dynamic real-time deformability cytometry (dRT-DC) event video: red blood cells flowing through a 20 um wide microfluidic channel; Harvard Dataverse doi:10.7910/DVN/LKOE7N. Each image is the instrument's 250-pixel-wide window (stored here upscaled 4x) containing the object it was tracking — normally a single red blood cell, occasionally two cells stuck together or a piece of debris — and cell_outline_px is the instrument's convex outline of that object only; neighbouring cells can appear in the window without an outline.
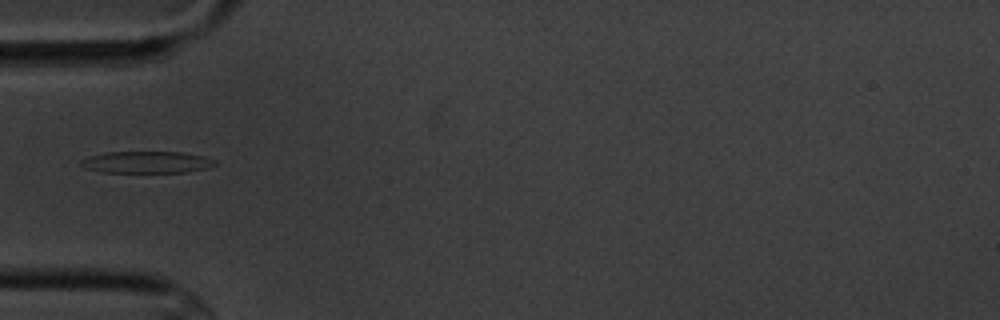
{"species": "common noctule bat (a hibernating species)", "species_latin": "Nyctalus noctula", "temperature_condition": "cold", "stored_images_in_passage": 1, "camera_frame_rate_fps": 3000, "um_per_image_px": 0.085, "animal": {"sex": "male", "body_mass_g": 20.1, "forearm_length_mm": 53.5}, "frame": {"image": 1, "passage_image": 1, "time_ms": 0.0, "image_size_px": [1000, 320], "cell_outline_px": [[216, 164], [208, 168], [188, 172], [100, 172], [84, 168], [80, 164], [80, 160], [88, 156], [104, 152], [180, 152], [204, 156], [216, 160]], "centroid_in_image_um": [12.45, 13.78], "position_along_channel_um": 72.6, "area_um2": 17.17}}